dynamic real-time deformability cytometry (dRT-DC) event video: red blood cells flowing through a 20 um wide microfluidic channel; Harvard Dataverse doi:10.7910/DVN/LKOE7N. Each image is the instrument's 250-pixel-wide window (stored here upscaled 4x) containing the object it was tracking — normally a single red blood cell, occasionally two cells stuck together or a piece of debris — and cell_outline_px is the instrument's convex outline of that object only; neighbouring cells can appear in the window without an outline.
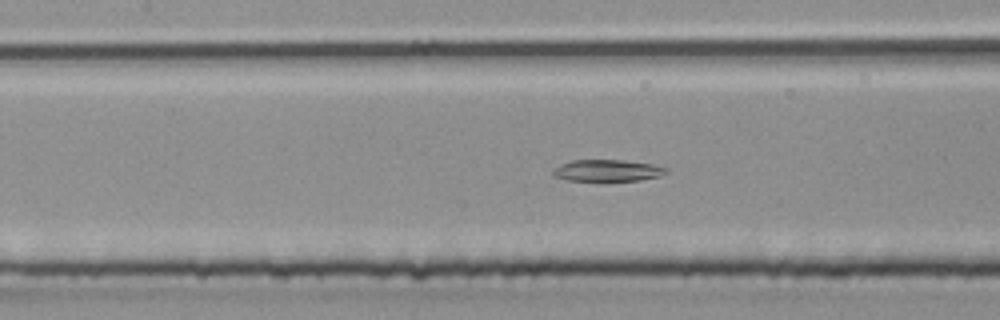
{"species": "common noctule bat (a hibernating species)", "species_latin": "Nyctalus noctula", "temperature_condition": "room temperature", "stored_images_in_passage": 45, "camera_frame_rate_fps": 3000, "um_per_image_px": 0.085, "animal": {"sex": "male", "body_mass_g": 20.4}, "frame": {"image": 1, "passage_image": 17, "time_ms": 5.333, "image_size_px": [1000, 320], "cell_outline_px": [[668, 172], [660, 176], [640, 180], [604, 184], [596, 184], [568, 180], [552, 176], [552, 172], [560, 164], [572, 160], [624, 160], [652, 164], [668, 168]], "centroid_in_image_um": [51.61, 14.55], "position_along_channel_um": 155.8, "area_um2": 15.32}}
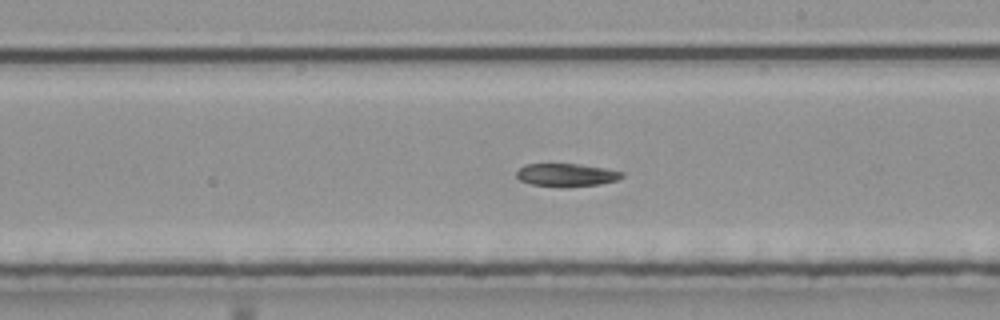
{"frame": {"image": 2, "passage_image": 23, "time_ms": 7.333, "image_size_px": [1000, 320], "cell_outline_px": [[624, 176], [616, 180], [600, 184], [568, 188], [560, 188], [532, 184], [520, 180], [516, 176], [516, 172], [524, 164], [580, 164], [604, 168], [624, 172]], "centroid_in_image_um": [48.15, 14.89], "position_along_channel_um": 240.9, "area_um2": 14.33}}
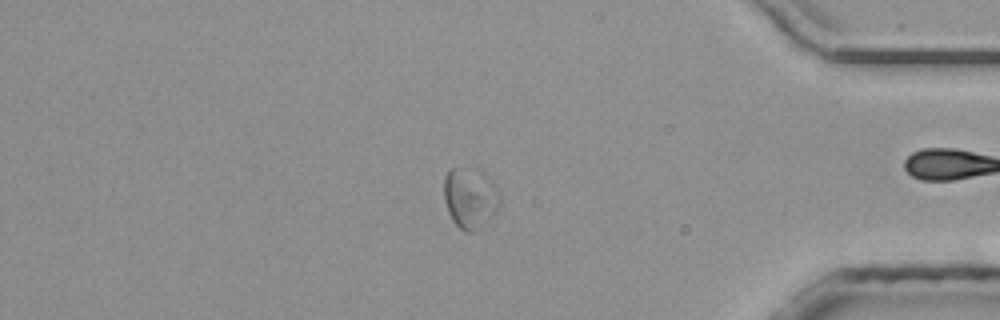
{"frame": {"image": 3, "passage_image": 36, "time_ms": 11.667, "image_size_px": [1000, 320], "cell_outline_px": [[500, 200], [496, 212], [492, 216], [472, 232], [464, 232], [452, 220], [448, 212], [444, 200], [444, 176], [452, 168], [480, 168], [492, 180], [500, 192]], "centroid_in_image_um": [39.97, 16.78], "position_along_channel_um": 395.2, "area_um2": 19.94}}